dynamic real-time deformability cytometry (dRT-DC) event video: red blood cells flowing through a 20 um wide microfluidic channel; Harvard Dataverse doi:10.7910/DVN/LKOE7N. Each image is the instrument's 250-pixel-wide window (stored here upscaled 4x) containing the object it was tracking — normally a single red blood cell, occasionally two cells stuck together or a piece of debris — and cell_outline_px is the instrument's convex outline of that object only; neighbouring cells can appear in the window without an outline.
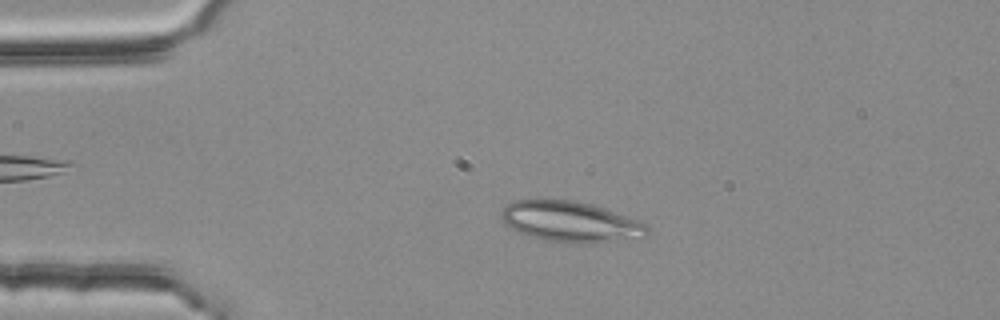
{"species": "common noctule bat (a hibernating species)", "species_latin": "Nyctalus noctula", "temperature_condition": "room temperature", "stored_images_in_passage": 3, "camera_frame_rate_fps": 3000, "um_per_image_px": 0.085, "animal": {"sex": "female", "body_mass_g": 25.1}, "frame": {"image": 1, "passage_image": 2, "time_ms": 0.333, "image_size_px": [1000, 320], "cell_outline_px": [[652, 232], [648, 236], [640, 240], [576, 244], [568, 244], [548, 240], [532, 236], [520, 232], [504, 224], [500, 216], [500, 212], [512, 200], [572, 200], [592, 204], [604, 208], [636, 220], [644, 224]], "centroid_in_image_um": [48.56, 18.88], "position_along_channel_um": 36.4, "area_um2": 34.91}}